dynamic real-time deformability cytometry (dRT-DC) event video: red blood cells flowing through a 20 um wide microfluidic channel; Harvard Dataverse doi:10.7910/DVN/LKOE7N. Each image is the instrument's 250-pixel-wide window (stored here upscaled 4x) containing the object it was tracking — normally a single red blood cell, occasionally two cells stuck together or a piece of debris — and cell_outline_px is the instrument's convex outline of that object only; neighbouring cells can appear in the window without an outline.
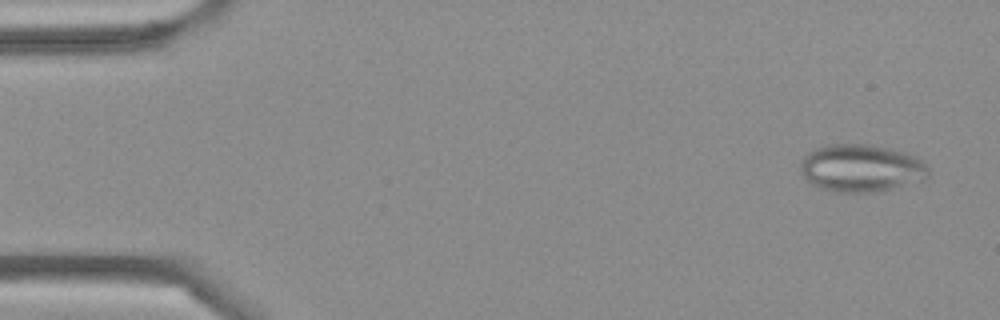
{"species": "Egyptian fruit bat (a non-hibernating species)", "species_latin": "Rousettus aegyptiacus", "temperature_condition": "cold", "stored_images_in_passage": 4, "camera_frame_rate_fps": 3000, "um_per_image_px": 0.085, "frame": {"image": 1, "passage_image": 1, "time_ms": 0.0, "image_size_px": [1000, 320], "cell_outline_px": [[928, 176], [924, 180], [880, 192], [828, 192], [812, 184], [800, 172], [800, 164], [804, 156], [808, 152], [816, 148], [828, 144], [868, 144], [916, 156], [928, 168]], "centroid_in_image_um": [73.17, 14.31], "position_along_channel_um": 11.8, "area_um2": 35.49}}